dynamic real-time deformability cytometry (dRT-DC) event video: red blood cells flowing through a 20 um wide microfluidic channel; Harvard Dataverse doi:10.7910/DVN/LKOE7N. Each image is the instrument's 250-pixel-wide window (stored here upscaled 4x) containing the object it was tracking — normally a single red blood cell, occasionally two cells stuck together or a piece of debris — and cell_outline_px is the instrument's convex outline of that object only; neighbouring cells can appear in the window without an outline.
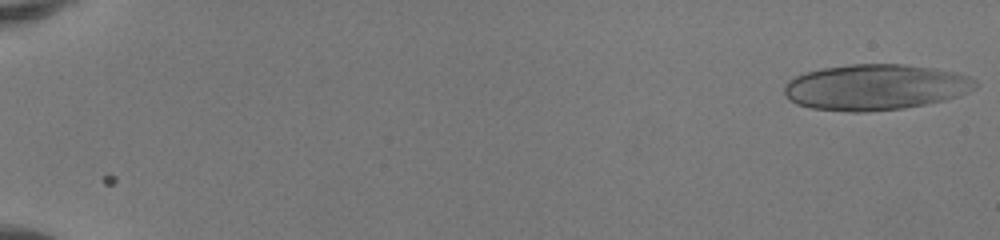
{"species": "human", "species_latin": "Homo sapiens", "temperature_condition": "room temperature", "stored_images_in_passage": 50, "camera_frame_rate_fps": 3000, "um_per_image_px": 0.085, "donor": {"sex": "female"}, "frame": {"image": 1, "passage_image": 1, "time_ms": 0.0, "image_size_px": [1000, 240], "cell_outline_px": [[980, 84], [976, 88], [960, 96], [944, 100], [904, 108], [864, 112], [852, 112], [812, 108], [796, 104], [788, 100], [784, 92], [784, 84], [788, 80], [804, 72], [824, 68], [852, 64], [904, 64], [936, 68], [968, 76], [976, 80]], "centroid_in_image_um": [74.41, 7.41], "position_along_channel_um": 10.6, "area_um2": 51.27}}
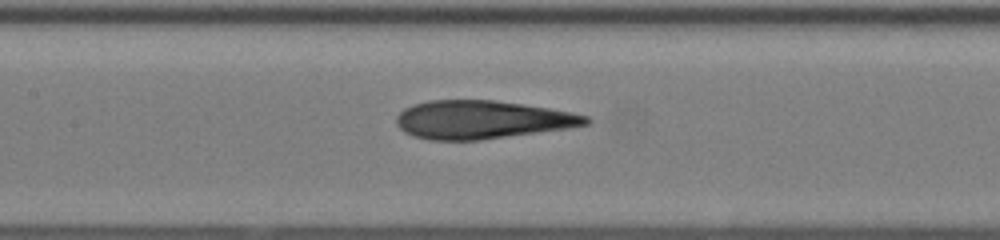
{"frame": {"image": 2, "passage_image": 26, "time_ms": 8.333, "image_size_px": [1000, 240], "cell_outline_px": [[592, 120], [588, 124], [568, 128], [480, 140], [428, 140], [404, 132], [396, 124], [396, 116], [404, 108], [412, 104], [428, 100], [496, 100], [548, 108], [572, 112], [588, 116]], "centroid_in_image_um": [40.95, 10.17], "position_along_channel_um": 166.4, "area_um2": 42.25}}
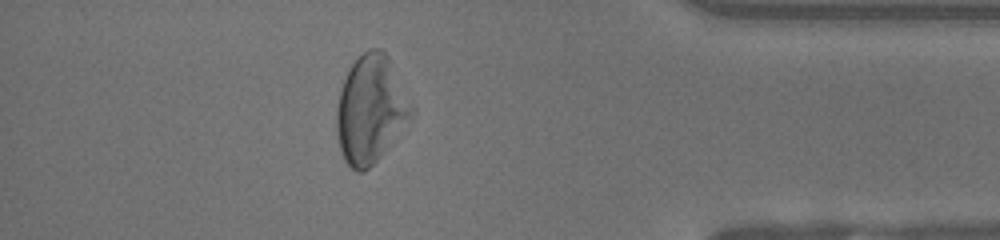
{"frame": {"image": 3, "passage_image": 45, "time_ms": 14.667, "image_size_px": [1000, 240], "cell_outline_px": [[416, 112], [380, 156], [364, 172], [356, 172], [344, 160], [340, 152], [336, 132], [336, 112], [340, 92], [344, 80], [352, 64], [368, 48], [380, 48], [384, 52]], "centroid_in_image_um": [31.48, 9.34], "position_along_channel_um": 403.7, "area_um2": 46.12}}